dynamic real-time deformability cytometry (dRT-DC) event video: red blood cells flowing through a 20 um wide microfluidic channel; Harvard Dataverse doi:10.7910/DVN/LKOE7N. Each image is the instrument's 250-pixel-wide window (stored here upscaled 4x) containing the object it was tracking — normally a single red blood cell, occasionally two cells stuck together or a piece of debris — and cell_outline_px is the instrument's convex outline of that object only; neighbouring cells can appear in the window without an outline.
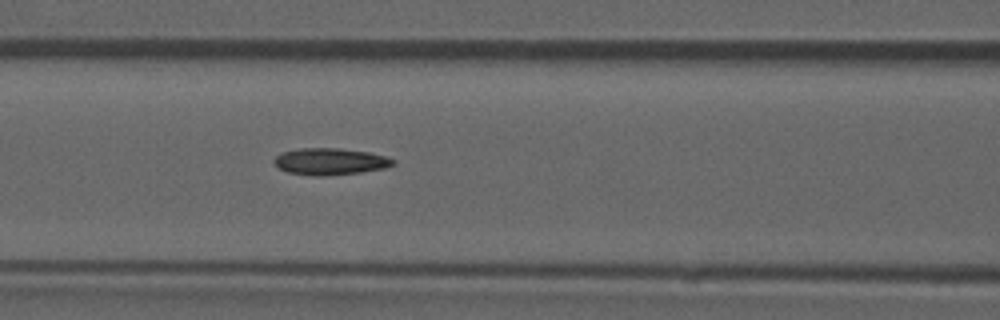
{"species": "common noctule bat (a hibernating species)", "species_latin": "Nyctalus noctula", "temperature_condition": "room temperature", "stored_images_in_passage": 38, "camera_frame_rate_fps": 3000, "um_per_image_px": 0.085, "animal": {"sex": "male", "forearm_length_mm": 52.5}, "frame": {"image": 1, "passage_image": 16, "time_ms": 5.0, "image_size_px": [1000, 320], "cell_outline_px": [[396, 164], [384, 168], [360, 172], [324, 176], [312, 176], [288, 172], [280, 168], [272, 160], [276, 156], [284, 152], [300, 148], [340, 148], [368, 152], [384, 156], [396, 160]], "centroid_in_image_um": [28.08, 13.73], "position_along_channel_um": 138.5, "area_um2": 18.44}}